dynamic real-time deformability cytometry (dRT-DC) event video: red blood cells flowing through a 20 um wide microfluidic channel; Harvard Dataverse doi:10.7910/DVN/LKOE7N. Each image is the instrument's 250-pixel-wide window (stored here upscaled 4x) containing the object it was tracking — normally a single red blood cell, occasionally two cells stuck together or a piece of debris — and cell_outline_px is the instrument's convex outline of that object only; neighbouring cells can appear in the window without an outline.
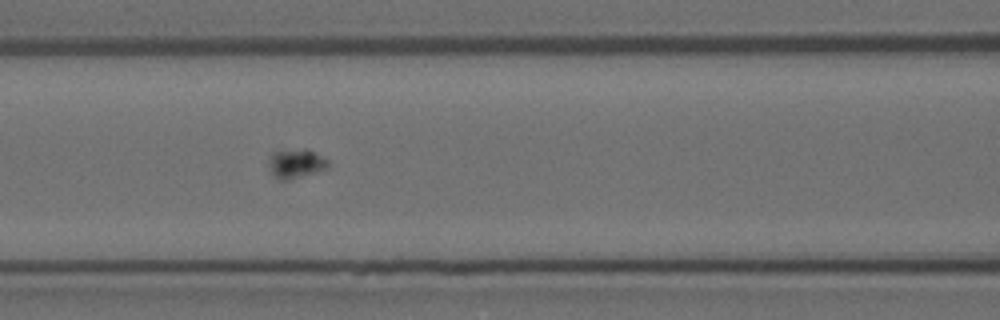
{"species": "Egyptian fruit bat (a non-hibernating species)", "species_latin": "Rousettus aegyptiacus", "temperature_condition": "room temperature", "stored_images_in_passage": 61, "camera_frame_rate_fps": 3000, "um_per_image_px": 0.085, "animal": {"sex": "female"}, "frame": {"image": 1, "passage_image": 27, "time_ms": 8.667, "image_size_px": [1000, 320], "cell_outline_px": [[328, 168], [288, 180], [280, 180], [272, 172], [268, 164], [268, 156], [272, 152], [308, 148], [328, 160]], "centroid_in_image_um": [25.14, 13.88], "position_along_channel_um": 141.5, "area_um2": 10.0}}